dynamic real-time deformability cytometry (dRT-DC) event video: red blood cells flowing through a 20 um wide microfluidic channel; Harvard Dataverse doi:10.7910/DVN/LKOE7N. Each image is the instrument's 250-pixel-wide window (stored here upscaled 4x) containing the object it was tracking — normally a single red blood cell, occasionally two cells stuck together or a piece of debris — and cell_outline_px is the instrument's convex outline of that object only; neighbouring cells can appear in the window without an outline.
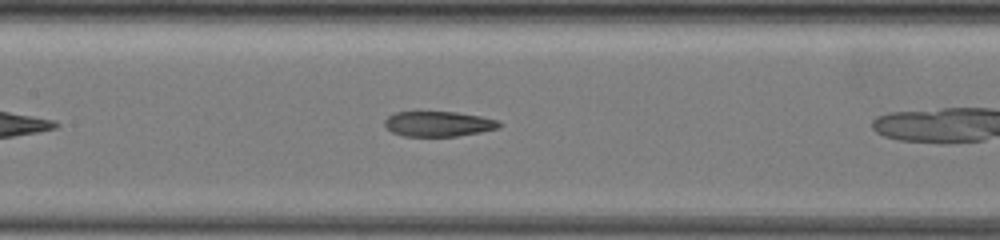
{"species": "common noctule bat (a hibernating species)", "species_latin": "Nyctalus noctula", "temperature_condition": "warm", "stored_images_in_passage": 8, "camera_frame_rate_fps": 3000, "um_per_image_px": 0.085, "animal": {"sex": "female", "body_mass_g": 19.5, "forearm_length_mm": 54.1}, "frame": {"image": 1, "passage_image": 7, "time_ms": 2.0, "image_size_px": [1000, 240], "cell_outline_px": [[504, 124], [500, 128], [480, 132], [456, 136], [404, 136], [392, 132], [384, 124], [384, 120], [388, 116], [396, 112], [416, 108], [456, 112], [480, 116], [500, 120]], "centroid_in_image_um": [37.25, 10.47], "position_along_channel_um": 170.2, "area_um2": 17.74}}